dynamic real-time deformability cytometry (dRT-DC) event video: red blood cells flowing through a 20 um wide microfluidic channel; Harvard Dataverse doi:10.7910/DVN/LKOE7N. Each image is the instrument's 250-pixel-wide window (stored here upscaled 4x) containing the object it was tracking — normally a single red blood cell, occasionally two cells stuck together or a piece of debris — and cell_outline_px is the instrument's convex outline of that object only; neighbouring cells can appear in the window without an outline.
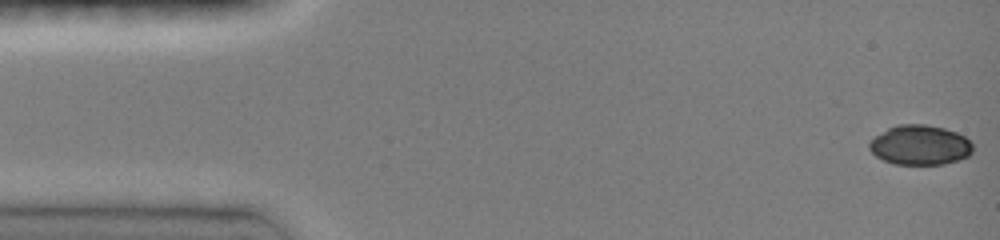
{"species": "common noctule bat (a hibernating species)", "species_latin": "Nyctalus noctula", "temperature_condition": "room temperature", "stored_images_in_passage": 46, "camera_frame_rate_fps": 3000, "um_per_image_px": 0.085, "animal": {"sex": "female", "body_mass_g": 19.0, "forearm_length_mm": 51.5}, "frame": {"image": 1, "passage_image": 1, "time_ms": 0.0, "image_size_px": [1000, 240], "cell_outline_px": [[972, 152], [968, 156], [944, 164], [892, 164], [876, 156], [868, 148], [868, 144], [876, 136], [888, 128], [896, 124], [924, 124], [944, 128], [956, 132], [964, 136], [972, 144]], "centroid_in_image_um": [78.18, 12.32], "position_along_channel_um": 6.8, "area_um2": 23.87}}
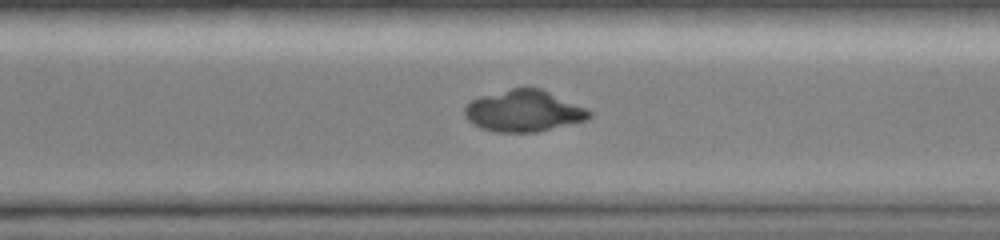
{"frame": {"image": 2, "passage_image": 33, "time_ms": 10.667, "image_size_px": [1000, 240], "cell_outline_px": [[592, 116], [588, 120], [536, 132], [496, 132], [480, 128], [472, 124], [464, 116], [464, 108], [472, 100], [480, 96], [512, 88], [540, 88], [588, 108], [592, 112]], "centroid_in_image_um": [44.53, 9.44], "position_along_channel_um": 326.1, "area_um2": 30.23}}
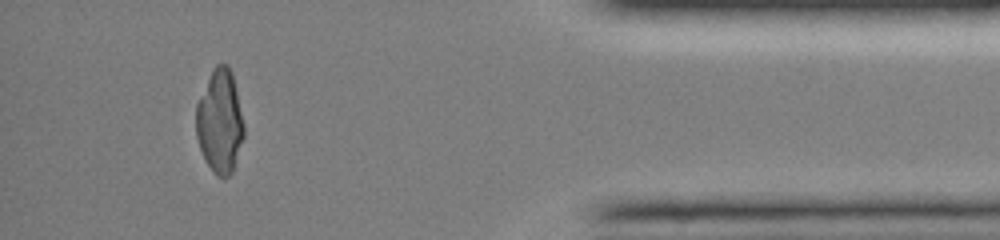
{"frame": {"image": 3, "passage_image": 42, "time_ms": 13.667, "image_size_px": [1000, 240], "cell_outline_px": [[244, 136], [232, 172], [224, 180], [216, 176], [208, 164], [200, 148], [196, 136], [196, 104], [212, 68], [216, 64], [228, 64], [232, 72], [236, 88], [244, 124]], "centroid_in_image_um": [18.69, 10.31], "position_along_channel_um": 416.5, "area_um2": 28.96}}